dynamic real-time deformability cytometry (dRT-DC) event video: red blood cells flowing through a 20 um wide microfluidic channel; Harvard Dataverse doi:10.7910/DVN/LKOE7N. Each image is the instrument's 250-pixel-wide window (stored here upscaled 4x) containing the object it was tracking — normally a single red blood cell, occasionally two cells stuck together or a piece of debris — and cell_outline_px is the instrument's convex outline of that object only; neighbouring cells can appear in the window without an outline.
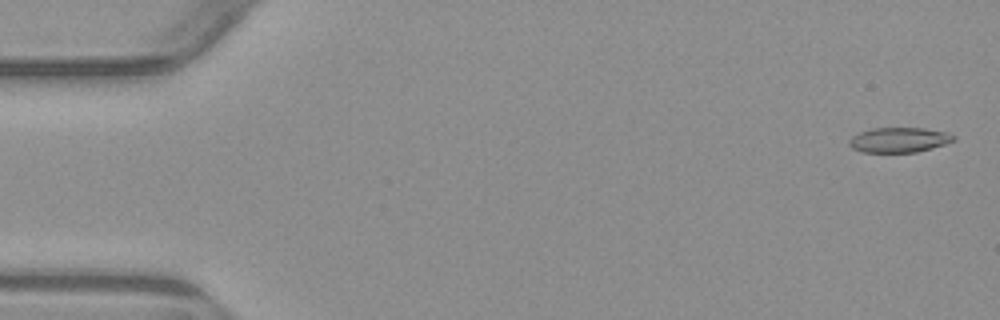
{"species": "common noctule bat (a hibernating species)", "species_latin": "Nyctalus noctula", "temperature_condition": "warm", "stored_images_in_passage": 5, "camera_frame_rate_fps": 3000, "um_per_image_px": 0.085, "animal": {"sex": "male", "body_mass_g": 23.1, "forearm_length_mm": 52.7}, "frame": {"image": 1, "passage_image": 1, "time_ms": 0.0, "image_size_px": [1000, 320], "cell_outline_px": [[956, 140], [932, 148], [916, 152], [860, 152], [852, 148], [848, 144], [848, 140], [852, 136], [860, 132], [872, 128], [924, 128], [944, 132], [956, 136]], "centroid_in_image_um": [76.39, 11.89], "position_along_channel_um": 8.6, "area_um2": 15.2}}
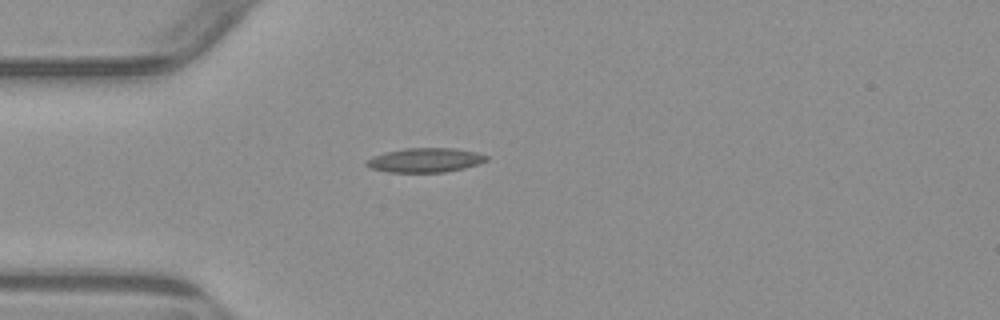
{"frame": {"image": 2, "passage_image": 4, "time_ms": 4.333, "image_size_px": [1000, 320], "cell_outline_px": [[488, 160], [480, 164], [464, 168], [444, 172], [388, 172], [372, 168], [364, 164], [372, 156], [384, 152], [404, 148], [452, 148], [476, 152], [488, 156]], "centroid_in_image_um": [36.15, 13.61], "position_along_channel_um": 48.8, "area_um2": 16.99}}